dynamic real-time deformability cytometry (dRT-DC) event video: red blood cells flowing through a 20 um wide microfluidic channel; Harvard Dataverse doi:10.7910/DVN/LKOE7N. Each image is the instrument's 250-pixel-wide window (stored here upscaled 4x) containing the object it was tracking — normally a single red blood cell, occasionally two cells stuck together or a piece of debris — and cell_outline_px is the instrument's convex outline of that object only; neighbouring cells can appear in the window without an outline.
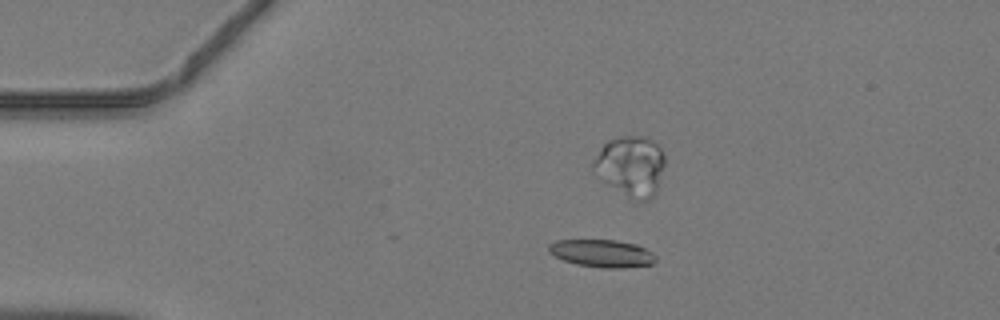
{"species": "common noctule bat (a hibernating species)", "species_latin": "Nyctalus noctula", "temperature_condition": "warm", "stored_images_in_passage": 38, "camera_frame_rate_fps": 3000, "um_per_image_px": 0.085, "animal": {"sex": "male", "body_mass_g": 19.2, "forearm_length_mm": 51.8}, "frame": {"image": 1, "passage_image": 11, "time_ms": 3.333, "image_size_px": [1000, 320], "cell_outline_px": [[656, 260], [652, 264], [620, 268], [604, 268], [576, 264], [564, 260], [548, 252], [548, 244], [556, 240], [616, 240], [636, 244], [652, 252], [656, 256]], "centroid_in_image_um": [51.16, 21.53], "position_along_channel_um": 33.8, "area_um2": 17.17}}